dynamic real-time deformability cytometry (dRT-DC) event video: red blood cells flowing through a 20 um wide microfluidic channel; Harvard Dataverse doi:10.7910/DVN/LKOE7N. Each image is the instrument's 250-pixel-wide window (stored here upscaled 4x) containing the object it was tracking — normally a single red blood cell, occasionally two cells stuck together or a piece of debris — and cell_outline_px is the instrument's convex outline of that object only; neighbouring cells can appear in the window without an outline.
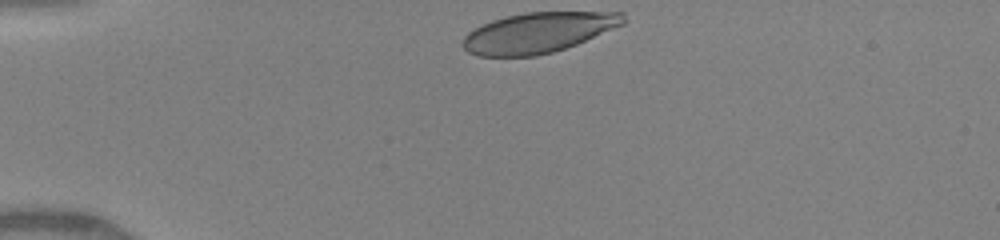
{"species": "human", "species_latin": "Homo sapiens", "temperature_condition": "warm", "stored_images_in_passage": 10, "camera_frame_rate_fps": 3000, "um_per_image_px": 0.085, "donor": {"sex": "female"}, "frame": {"image": 1, "passage_image": 1, "time_ms": 0.0, "image_size_px": [1000, 240], "cell_outline_px": [[628, 20], [624, 24], [576, 44], [552, 52], [536, 56], [476, 56], [468, 52], [464, 48], [464, 36], [472, 28], [492, 20], [504, 16], [524, 12], [624, 12]], "centroid_in_image_um": [45.75, 2.76], "position_along_channel_um": 39.3, "area_um2": 37.8}}
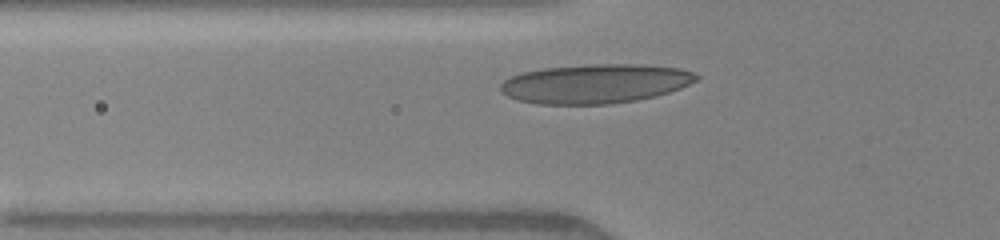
{"frame": {"image": 2, "passage_image": 7, "time_ms": 2.0, "image_size_px": [1000, 240], "cell_outline_px": [[700, 76], [696, 80], [680, 88], [656, 96], [636, 100], [608, 104], [540, 104], [520, 100], [508, 96], [500, 92], [500, 84], [504, 80], [512, 76], [524, 72], [544, 68], [592, 64], [640, 64], [680, 68], [692, 72]], "centroid_in_image_um": [50.6, 7.11], "position_along_channel_um": 75.2, "area_um2": 44.56}}